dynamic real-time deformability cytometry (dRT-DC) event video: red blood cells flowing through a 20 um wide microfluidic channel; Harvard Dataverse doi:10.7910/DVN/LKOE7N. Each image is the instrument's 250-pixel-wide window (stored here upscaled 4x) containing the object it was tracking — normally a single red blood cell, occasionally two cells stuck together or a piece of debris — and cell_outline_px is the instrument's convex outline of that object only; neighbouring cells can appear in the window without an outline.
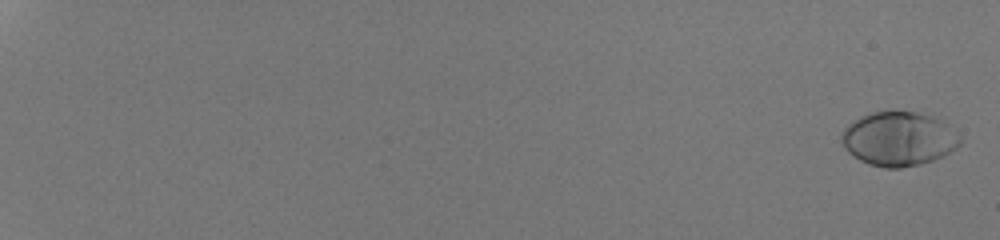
{"species": "human", "species_latin": "Homo sapiens", "temperature_condition": "room temperature", "stored_images_in_passage": 54, "camera_frame_rate_fps": 3000, "um_per_image_px": 0.085, "donor": {"sex": "male"}, "frame": {"image": 1, "passage_image": 1, "time_ms": 0.0, "image_size_px": [1000, 240], "cell_outline_px": [[960, 144], [956, 148], [944, 156], [920, 164], [900, 168], [884, 168], [868, 164], [852, 156], [844, 148], [840, 140], [840, 136], [844, 128], [852, 120], [860, 116], [872, 112], [916, 112], [940, 120], [960, 136]], "centroid_in_image_um": [76.33, 11.82], "position_along_channel_um": 8.7, "area_um2": 37.28}}
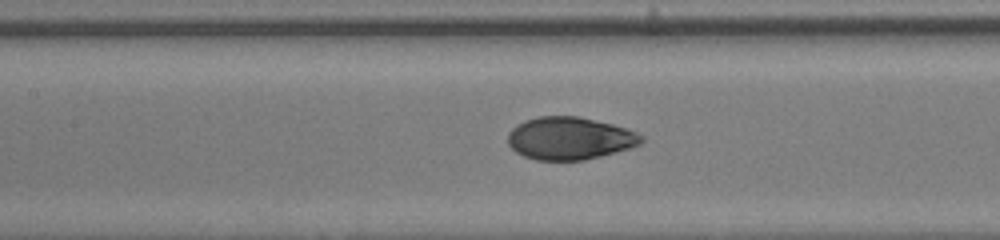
{"frame": {"image": 2, "passage_image": 31, "time_ms": 10.0, "image_size_px": [1000, 240], "cell_outline_px": [[644, 140], [640, 144], [632, 148], [584, 160], [536, 160], [524, 156], [516, 152], [508, 144], [508, 132], [516, 124], [524, 120], [540, 116], [576, 116], [612, 124], [636, 132], [644, 136]], "centroid_in_image_um": [48.41, 11.76], "position_along_channel_um": 159.0, "area_um2": 33.18}}
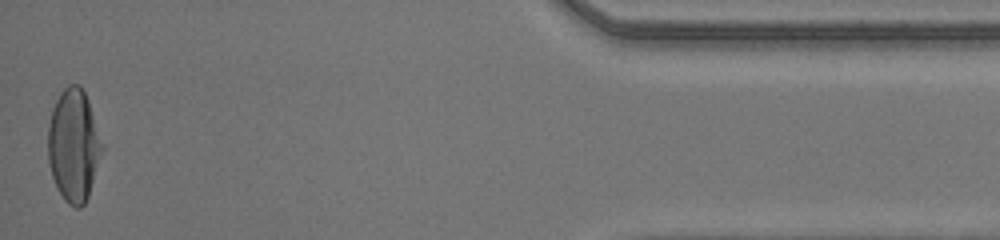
{"frame": {"image": 3, "passage_image": 54, "time_ms": 17.667, "image_size_px": [1000, 240], "cell_outline_px": [[104, 148], [88, 196], [84, 204], [80, 208], [76, 208], [68, 204], [64, 200], [56, 188], [52, 176], [48, 160], [48, 124], [52, 108], [60, 92], [68, 84], [80, 84], [88, 100]], "centroid_in_image_um": [6.25, 12.36], "position_along_channel_um": 429.0, "area_um2": 35.55}, "authors_computed_cell_mechanics": {"area_um2": 34.2176, "velocity_mm_per_s": 4.2428, "shape_relaxation_time_tau1_ms": 3.5877, "shape_relaxation_time_tau2_ms": null, "deformation_change_tau1": 0.1898, "deformation_change_tau2": null}}